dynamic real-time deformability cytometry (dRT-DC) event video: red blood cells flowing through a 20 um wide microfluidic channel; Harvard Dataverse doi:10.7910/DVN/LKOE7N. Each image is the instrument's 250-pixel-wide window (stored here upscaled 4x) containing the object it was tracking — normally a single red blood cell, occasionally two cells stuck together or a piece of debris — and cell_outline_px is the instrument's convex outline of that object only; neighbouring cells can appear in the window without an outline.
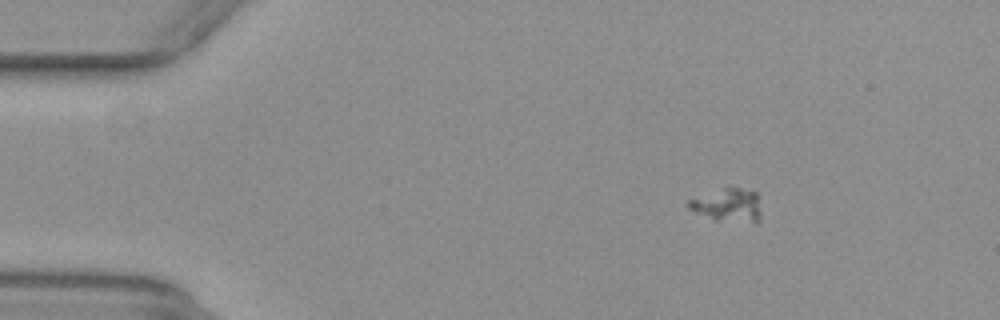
{"species": "common noctule bat (a hibernating species)", "species_latin": "Nyctalus noctula", "temperature_condition": "warm", "stored_images_in_passage": 50, "camera_frame_rate_fps": 3000, "um_per_image_px": 0.085, "animal": {"sex": "female", "body_mass_g": 29.2, "forearm_length_mm": 56.3}, "frame": {"image": 1, "passage_image": 4, "time_ms": 1.0, "image_size_px": [1000, 320], "cell_outline_px": [[760, 220], [756, 224], [712, 220], [688, 208], [688, 200], [724, 184], [756, 192], [760, 196]], "centroid_in_image_um": [61.89, 17.41], "position_along_channel_um": 23.1, "area_um2": 15.09}}
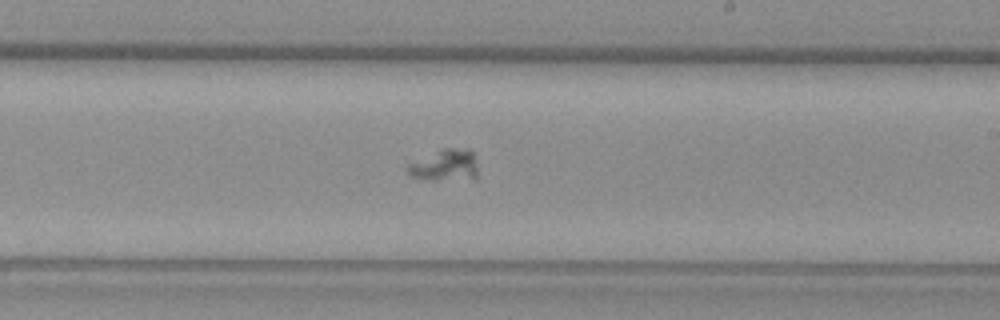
{"frame": {"image": 2, "passage_image": 28, "time_ms": 9.0, "image_size_px": [1000, 320], "cell_outline_px": [[476, 180], [432, 180], [412, 176], [404, 168], [408, 164], [444, 148], [468, 148], [472, 152], [476, 164]], "centroid_in_image_um": [37.85, 14.07], "position_along_channel_um": 251.1, "area_um2": 12.95}}
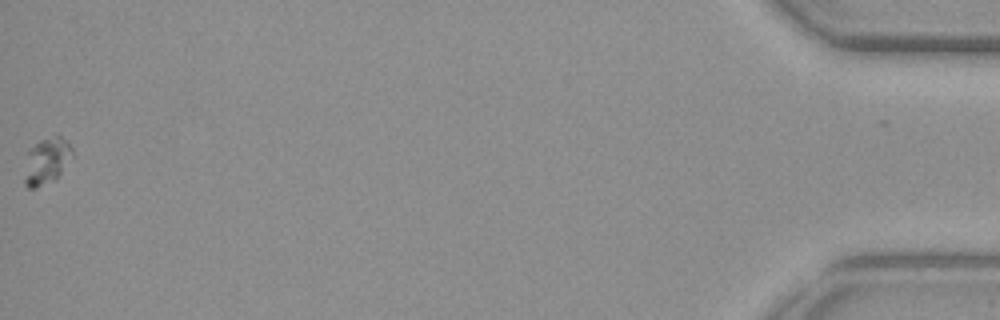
{"frame": {"image": 3, "passage_image": 50, "time_ms": 16.333, "image_size_px": [1000, 320], "cell_outline_px": [[72, 156], [56, 180], [36, 188], [28, 188], [24, 184], [24, 180], [28, 148], [40, 140], [56, 132], [72, 148]], "centroid_in_image_um": [3.95, 13.67], "position_along_channel_um": 431.3, "area_um2": 13.12}}